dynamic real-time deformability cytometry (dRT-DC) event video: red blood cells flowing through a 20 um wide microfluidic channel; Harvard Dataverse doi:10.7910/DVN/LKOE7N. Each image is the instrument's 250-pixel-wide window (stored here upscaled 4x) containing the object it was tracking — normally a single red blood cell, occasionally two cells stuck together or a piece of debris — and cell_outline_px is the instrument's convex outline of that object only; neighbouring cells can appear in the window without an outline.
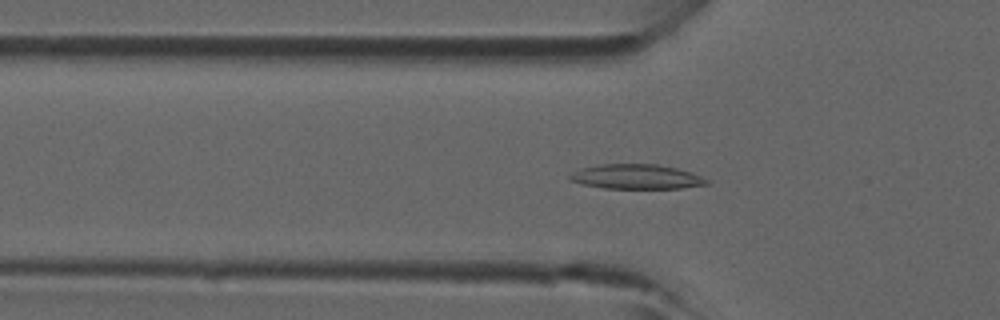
{"species": "common noctule bat (a hibernating species)", "species_latin": "Nyctalus noctula", "temperature_condition": "room temperature", "stored_images_in_passage": 46, "camera_frame_rate_fps": 3000, "um_per_image_px": 0.085, "animal": {"sex": "male", "forearm_length_mm": 52.5}, "frame": {"image": 1, "passage_image": 15, "time_ms": 4.667, "image_size_px": [1000, 320], "cell_outline_px": [[708, 184], [680, 188], [604, 188], [580, 184], [568, 180], [568, 176], [572, 172], [580, 168], [600, 164], [656, 164], [676, 168], [692, 172], [708, 180]], "centroid_in_image_um": [54.03, 15.02], "position_along_channel_um": 71.8, "area_um2": 19.71}}
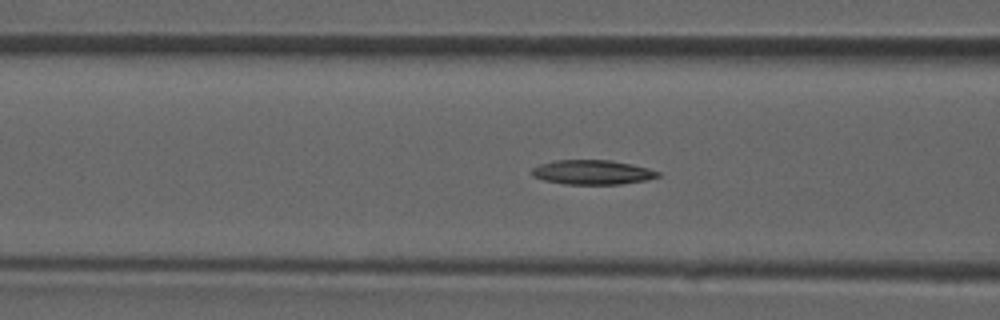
{"frame": {"image": 2, "passage_image": 18, "time_ms": 5.667, "image_size_px": [1000, 320], "cell_outline_px": [[660, 176], [644, 180], [620, 184], [564, 184], [544, 180], [532, 176], [528, 172], [532, 168], [540, 164], [556, 160], [612, 160], [632, 164], [648, 168], [660, 172]], "centroid_in_image_um": [50.31, 14.64], "position_along_channel_um": 116.3, "area_um2": 18.03}}
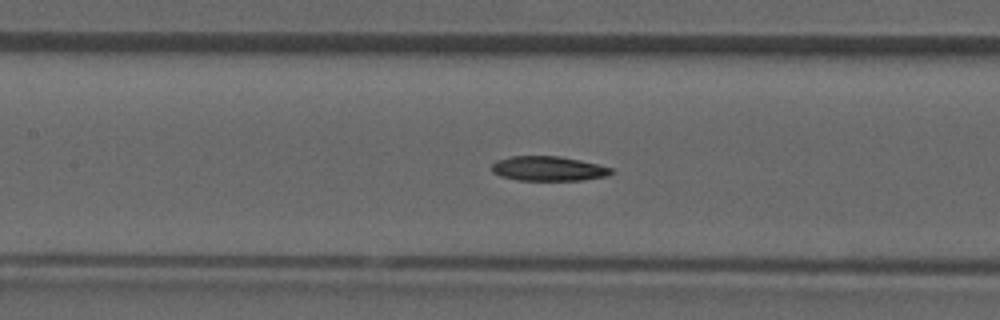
{"frame": {"image": 3, "passage_image": 21, "time_ms": 6.667, "image_size_px": [1000, 320], "cell_outline_px": [[612, 172], [608, 176], [580, 180], [516, 180], [500, 176], [492, 172], [492, 164], [496, 160], [512, 156], [560, 156], [580, 160], [612, 168]], "centroid_in_image_um": [46.58, 14.33], "position_along_channel_um": 160.8, "area_um2": 17.11}}